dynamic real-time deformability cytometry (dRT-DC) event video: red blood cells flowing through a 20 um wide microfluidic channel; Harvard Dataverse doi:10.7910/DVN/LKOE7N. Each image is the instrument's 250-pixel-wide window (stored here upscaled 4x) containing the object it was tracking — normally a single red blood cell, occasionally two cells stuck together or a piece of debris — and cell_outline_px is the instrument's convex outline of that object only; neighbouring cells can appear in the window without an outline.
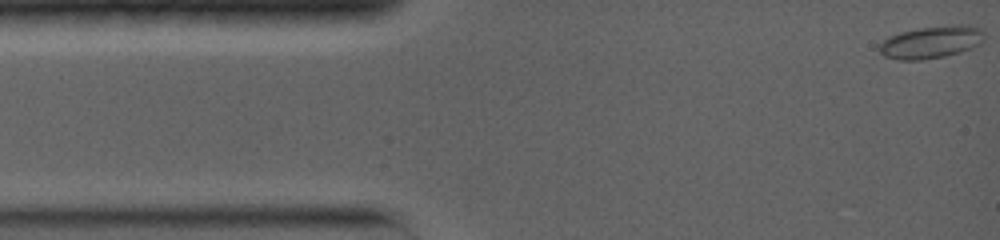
{"species": "common noctule bat (a hibernating species)", "species_latin": "Nyctalus noctula", "temperature_condition": "warm", "stored_images_in_passage": 72, "camera_frame_rate_fps": 5000, "um_per_image_px": 0.085, "animal": {"sex": "female", "body_mass_g": 19.0, "forearm_length_mm": 56.7}, "frame": {"image": 1, "passage_image": 1, "time_ms": 0.0, "image_size_px": [1000, 240], "cell_outline_px": [[984, 40], [980, 44], [972, 48], [960, 52], [944, 56], [920, 60], [900, 60], [884, 56], [880, 52], [880, 44], [888, 36], [900, 32], [920, 28], [960, 24], [968, 24], [980, 28], [984, 32]], "centroid_in_image_um": [79.19, 3.57], "position_along_channel_um": 5.8, "area_um2": 19.83}}
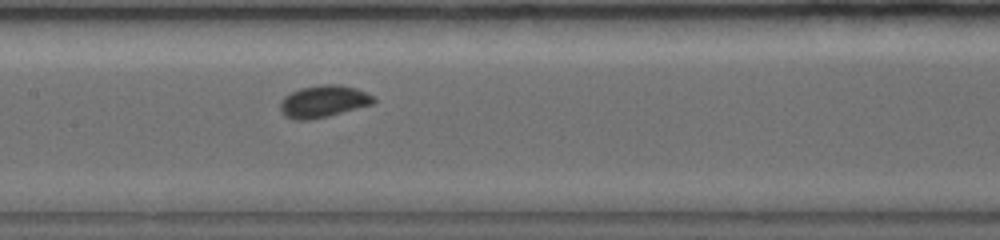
{"frame": {"image": 2, "passage_image": 28, "time_ms": 6.4, "image_size_px": [1000, 240], "cell_outline_px": [[376, 100], [372, 104], [328, 116], [308, 120], [296, 120], [284, 116], [280, 112], [280, 100], [284, 96], [300, 88], [320, 84], [336, 84], [356, 88], [376, 96]], "centroid_in_image_um": [27.48, 8.61], "position_along_channel_um": 179.9, "area_um2": 17.57}}
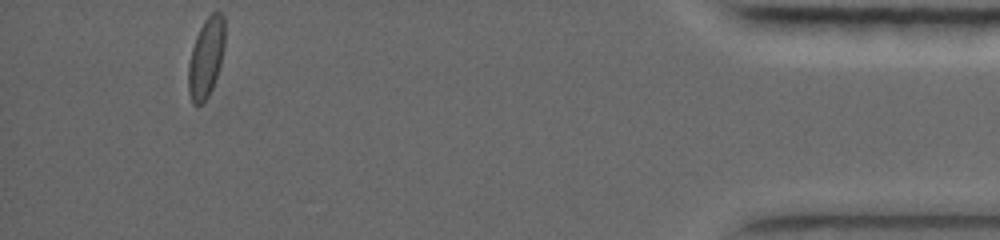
{"frame": {"image": 3, "passage_image": 71, "time_ms": 14.4, "image_size_px": [1000, 240], "cell_outline_px": [[224, 48], [220, 64], [212, 88], [208, 96], [200, 104], [192, 104], [188, 92], [188, 64], [192, 48], [196, 36], [204, 20], [212, 12], [220, 12], [224, 16]], "centroid_in_image_um": [17.5, 4.89], "position_along_channel_um": 417.7, "area_um2": 16.82}, "authors_computed_cell_mechanics": {"area_um2": 16.6175, "velocity_mm_per_s": 3.9531, "shape_relaxation_time_tau1_ms": 2.0638, "shape_relaxation_time_tau2_ms": null, "deformation_change_tau1": 0.0638, "deformation_change_tau2": null}}